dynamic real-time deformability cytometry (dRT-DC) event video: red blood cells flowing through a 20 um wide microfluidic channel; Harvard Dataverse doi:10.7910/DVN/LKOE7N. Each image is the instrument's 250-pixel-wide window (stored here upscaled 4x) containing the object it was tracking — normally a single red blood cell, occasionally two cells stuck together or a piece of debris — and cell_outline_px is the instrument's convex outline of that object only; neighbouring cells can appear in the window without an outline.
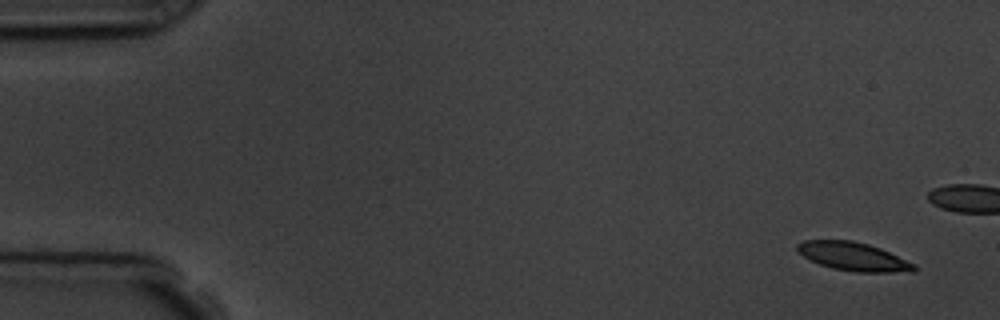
{"species": "common noctule bat (a hibernating species)", "species_latin": "Nyctalus noctula", "temperature_condition": "room temperature", "stored_images_in_passage": 6, "camera_frame_rate_fps": 3000, "um_per_image_px": 0.085, "animal": {"sex": "male", "body_mass_g": 19.5, "forearm_length_mm": 54.6}, "frame": {"image": 1, "passage_image": 1, "time_ms": 0.0, "image_size_px": [1000, 320], "cell_outline_px": [[916, 272], [856, 272], [832, 268], [820, 264], [804, 256], [796, 248], [796, 244], [804, 240], [852, 240], [868, 244], [880, 248], [916, 264]], "centroid_in_image_um": [72.57, 21.8], "position_along_channel_um": 12.4, "area_um2": 19.31}}
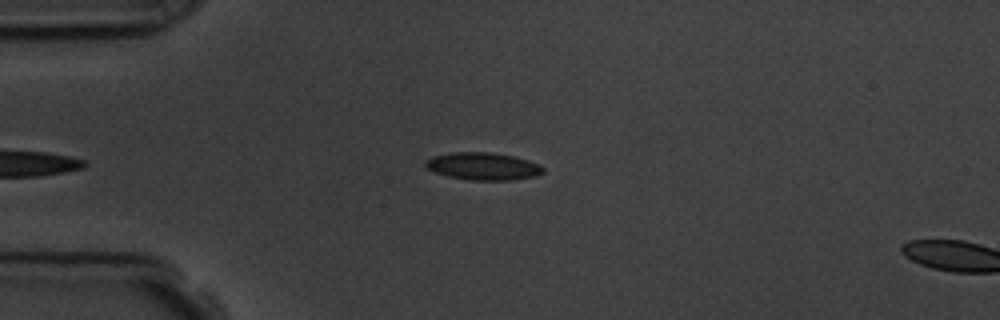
{"frame": {"image": 2, "passage_image": 5, "time_ms": 5.333, "image_size_px": [1000, 320], "cell_outline_px": [[544, 172], [536, 176], [512, 180], [468, 180], [448, 176], [436, 172], [428, 168], [424, 164], [432, 156], [452, 152], [488, 152], [512, 156], [528, 160], [540, 164], [544, 168]], "centroid_in_image_um": [41.09, 14.13], "position_along_channel_um": 43.9, "area_um2": 18.73}}